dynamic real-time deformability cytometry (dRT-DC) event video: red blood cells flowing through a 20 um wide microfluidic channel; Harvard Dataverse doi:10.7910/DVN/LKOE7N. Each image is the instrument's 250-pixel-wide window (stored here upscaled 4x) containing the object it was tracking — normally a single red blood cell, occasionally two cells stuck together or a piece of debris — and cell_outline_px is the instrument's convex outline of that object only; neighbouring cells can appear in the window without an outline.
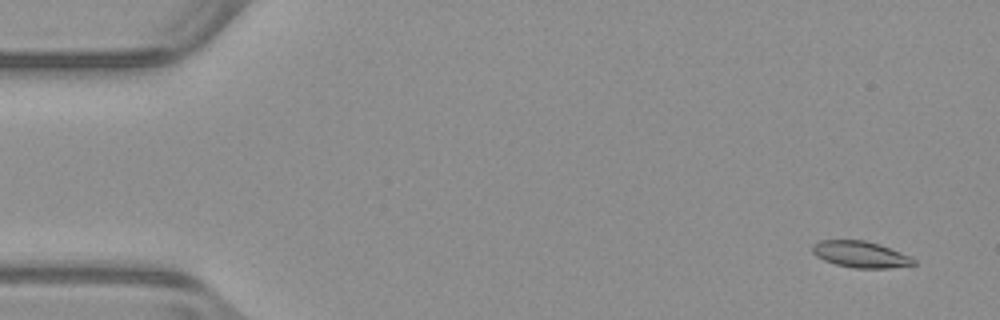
{"species": "common noctule bat (a hibernating species)", "species_latin": "Nyctalus noctula", "temperature_condition": "warm", "stored_images_in_passage": 52, "camera_frame_rate_fps": 3000, "um_per_image_px": 0.085, "animal": {"sex": "male", "body_mass_g": 23.1, "forearm_length_mm": 52.7}, "frame": {"image": 1, "passage_image": 2, "time_ms": 0.333, "image_size_px": [1000, 320], "cell_outline_px": [[916, 264], [888, 268], [856, 268], [836, 264], [824, 260], [816, 256], [812, 252], [812, 244], [820, 240], [864, 240], [880, 244], [900, 252], [916, 260]], "centroid_in_image_um": [73.12, 21.61], "position_along_channel_um": 11.9, "area_um2": 15.49}}
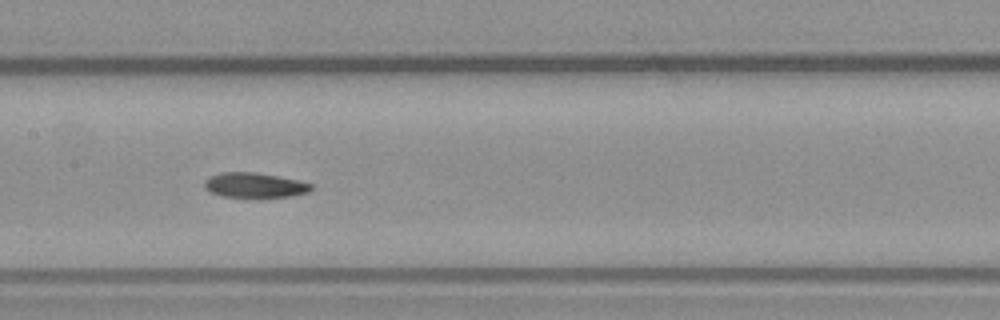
{"frame": {"image": 2, "passage_image": 25, "time_ms": 8.0, "image_size_px": [1000, 320], "cell_outline_px": [[312, 188], [308, 192], [292, 196], [220, 196], [208, 192], [204, 188], [204, 180], [220, 172], [256, 172], [296, 180], [312, 184]], "centroid_in_image_um": [21.58, 15.73], "position_along_channel_um": 185.8, "area_um2": 15.2}}
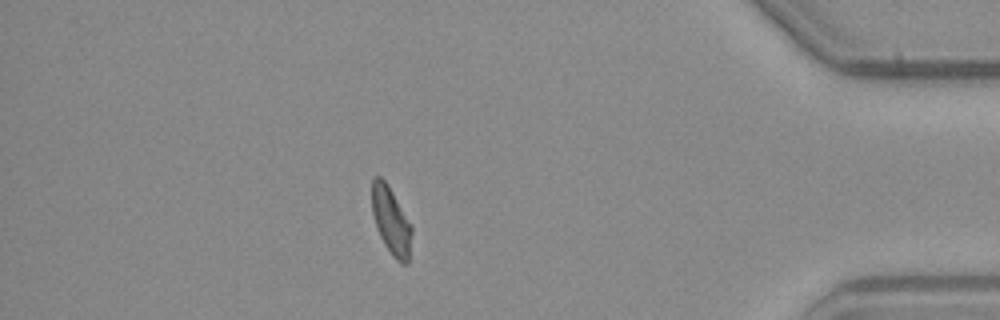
{"frame": {"image": 3, "passage_image": 45, "time_ms": 14.667, "image_size_px": [1000, 320], "cell_outline_px": [[412, 232], [408, 264], [400, 264], [392, 256], [384, 244], [380, 236], [372, 212], [372, 180], [376, 176], [380, 176], [388, 184], [412, 224]], "centroid_in_image_um": [33.26, 18.78], "position_along_channel_um": 401.9, "area_um2": 15.78}, "authors_computed_cell_mechanics": {"area_um2": 16.0684, "velocity_mm_per_s": 3.9364, "shape_relaxation_time_tau1_ms": 8.2796, "shape_relaxation_time_tau2_ms": 2.0495, "deformation_change_tau1": 0.1868, "deformation_change_tau2": 0.0696}}